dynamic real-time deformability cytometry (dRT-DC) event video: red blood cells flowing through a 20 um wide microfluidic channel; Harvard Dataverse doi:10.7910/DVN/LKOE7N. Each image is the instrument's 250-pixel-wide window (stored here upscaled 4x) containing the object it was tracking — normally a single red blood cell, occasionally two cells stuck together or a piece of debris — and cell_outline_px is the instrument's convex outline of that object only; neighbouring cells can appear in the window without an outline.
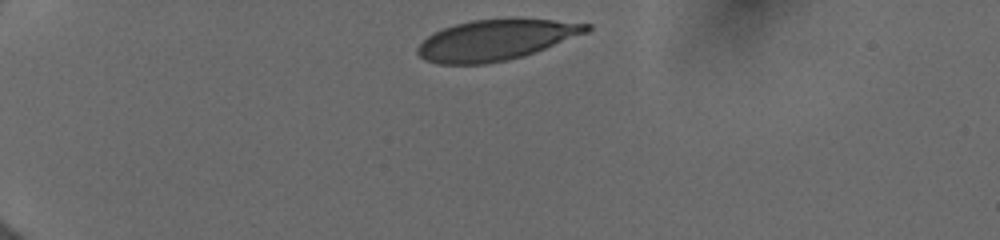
{"species": "human", "species_latin": "Homo sapiens", "temperature_condition": "cold", "stored_images_in_passage": 16, "camera_frame_rate_fps": 3000, "um_per_image_px": 0.085, "donor": {"sex": "female"}, "frame": {"image": 1, "passage_image": 1, "time_ms": 0.0, "image_size_px": [1000, 240], "cell_outline_px": [[592, 28], [588, 32], [524, 56], [484, 64], [440, 64], [424, 60], [416, 52], [416, 48], [432, 32], [456, 24], [472, 20], [512, 16], [516, 16], [592, 24]], "centroid_in_image_um": [42.17, 3.36], "position_along_channel_um": 42.8, "area_um2": 40.63}}
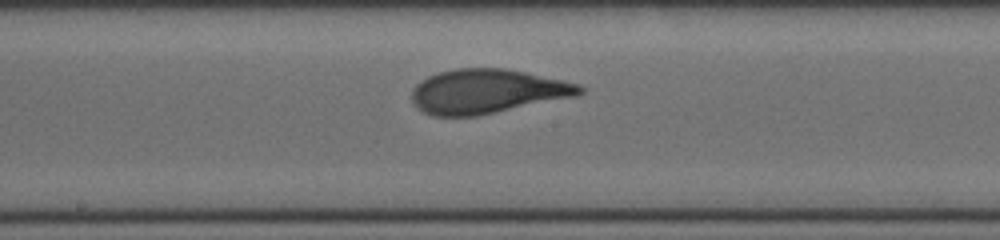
{"frame": {"image": 2, "passage_image": 10, "time_ms": 5.667, "image_size_px": [1000, 240], "cell_outline_px": [[584, 92], [576, 96], [476, 116], [432, 116], [424, 112], [412, 100], [412, 88], [416, 84], [428, 76], [440, 72], [456, 68], [508, 68], [580, 84], [584, 88]], "centroid_in_image_um": [41.42, 7.76], "position_along_channel_um": 206.8, "area_um2": 43.18}}
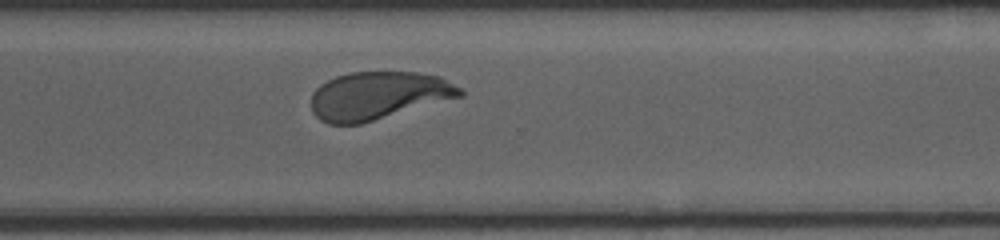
{"frame": {"image": 3, "passage_image": 16, "time_ms": 9.0, "image_size_px": [1000, 240], "cell_outline_px": [[464, 96], [360, 124], [328, 124], [320, 120], [312, 112], [312, 92], [320, 84], [336, 76], [348, 72], [416, 72], [440, 76], [464, 88]], "centroid_in_image_um": [32.18, 8.12], "position_along_channel_um": 338.4, "area_um2": 41.91}}